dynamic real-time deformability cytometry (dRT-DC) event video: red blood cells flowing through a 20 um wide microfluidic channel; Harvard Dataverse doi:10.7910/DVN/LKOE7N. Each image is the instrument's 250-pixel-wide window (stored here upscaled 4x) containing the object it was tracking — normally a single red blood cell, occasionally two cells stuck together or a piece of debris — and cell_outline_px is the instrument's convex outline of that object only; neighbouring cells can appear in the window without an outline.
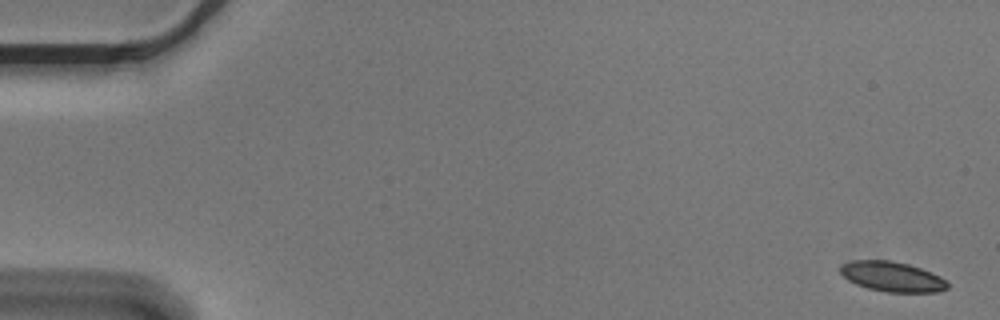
{"species": "Egyptian fruit bat (a non-hibernating species)", "species_latin": "Rousettus aegyptiacus", "temperature_condition": "cold", "stored_images_in_passage": 4, "camera_frame_rate_fps": 3000, "um_per_image_px": 0.085, "animal": {"sex": "male"}, "frame": {"image": 1, "passage_image": 1, "time_ms": 0.0, "image_size_px": [1000, 320], "cell_outline_px": [[948, 288], [940, 292], [884, 292], [868, 288], [856, 284], [848, 280], [840, 272], [840, 264], [852, 260], [892, 260], [908, 264], [920, 268], [940, 276], [948, 284]], "centroid_in_image_um": [75.81, 23.51], "position_along_channel_um": 9.2, "area_um2": 18.79}}